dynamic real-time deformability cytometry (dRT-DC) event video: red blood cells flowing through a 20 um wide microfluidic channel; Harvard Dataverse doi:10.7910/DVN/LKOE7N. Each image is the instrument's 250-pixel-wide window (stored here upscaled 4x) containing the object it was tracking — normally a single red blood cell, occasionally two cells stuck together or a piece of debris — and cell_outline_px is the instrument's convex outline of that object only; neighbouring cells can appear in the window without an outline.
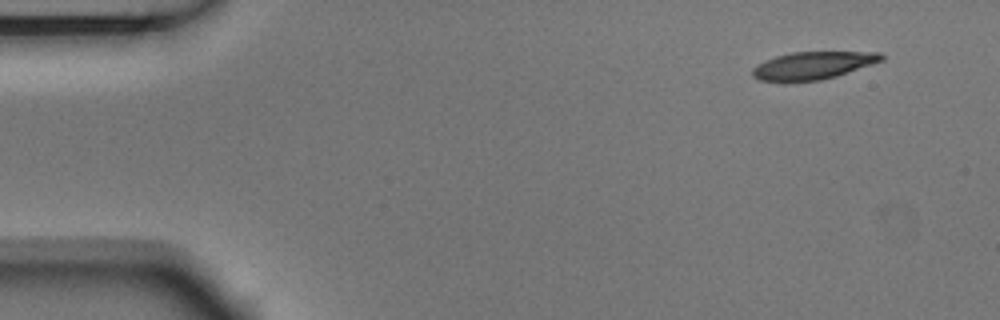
{"species": "Egyptian fruit bat (a non-hibernating species)", "species_latin": "Rousettus aegyptiacus", "temperature_condition": "room temperature", "stored_images_in_passage": 4, "camera_frame_rate_fps": 3000, "um_per_image_px": 0.085, "animal": {"sex": "male"}, "frame": {"image": 1, "passage_image": 1, "time_ms": 0.0, "image_size_px": [1000, 320], "cell_outline_px": [[884, 60], [836, 76], [820, 80], [784, 84], [760, 80], [752, 76], [752, 68], [776, 56], [792, 52], [880, 52], [884, 56]], "centroid_in_image_um": [69.06, 5.6], "position_along_channel_um": 15.9, "area_um2": 21.04}}
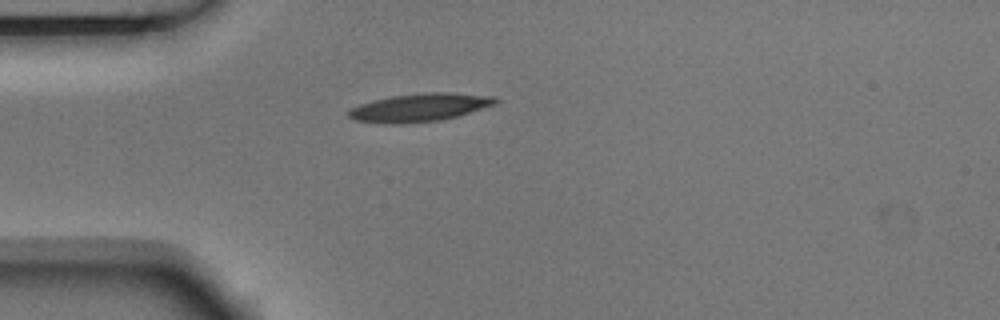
{"frame": {"image": 2, "passage_image": 4, "time_ms": 1.0, "image_size_px": [1000, 320], "cell_outline_px": [[500, 100], [496, 104], [456, 116], [440, 120], [404, 124], [384, 124], [352, 120], [348, 116], [348, 112], [352, 108], [360, 104], [392, 96], [428, 92], [452, 92], [496, 96]], "centroid_in_image_um": [35.69, 9.14], "position_along_channel_um": 49.3, "area_um2": 24.1}}